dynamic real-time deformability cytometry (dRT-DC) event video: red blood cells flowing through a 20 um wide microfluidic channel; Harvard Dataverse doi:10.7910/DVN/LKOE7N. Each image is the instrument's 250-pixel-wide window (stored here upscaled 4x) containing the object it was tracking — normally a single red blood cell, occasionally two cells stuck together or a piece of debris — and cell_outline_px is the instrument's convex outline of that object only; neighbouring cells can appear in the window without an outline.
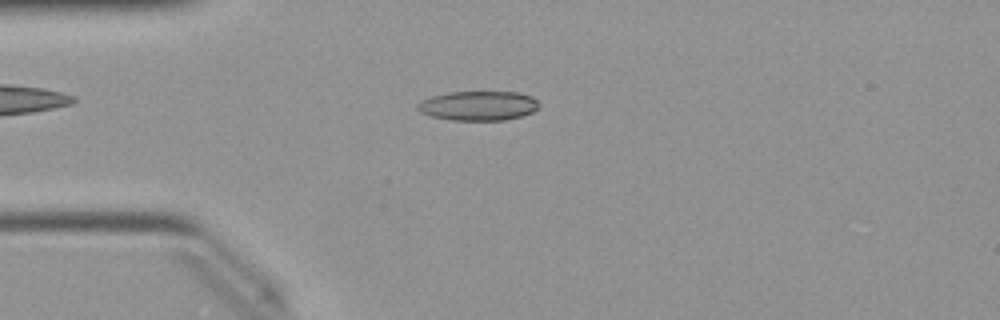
{"species": "Egyptian fruit bat (a non-hibernating species)", "species_latin": "Rousettus aegyptiacus", "temperature_condition": "warm", "stored_images_in_passage": 45, "camera_frame_rate_fps": 3000, "um_per_image_px": 0.085, "animal": {"sex": "female"}, "frame": {"image": 1, "passage_image": 8, "time_ms": 2.333, "image_size_px": [1000, 320], "cell_outline_px": [[540, 108], [532, 112], [520, 116], [504, 120], [452, 120], [432, 116], [420, 112], [416, 108], [416, 104], [420, 100], [432, 96], [448, 92], [516, 92], [532, 96], [540, 104]], "centroid_in_image_um": [40.65, 8.98], "position_along_channel_um": 44.4, "area_um2": 20.92}}
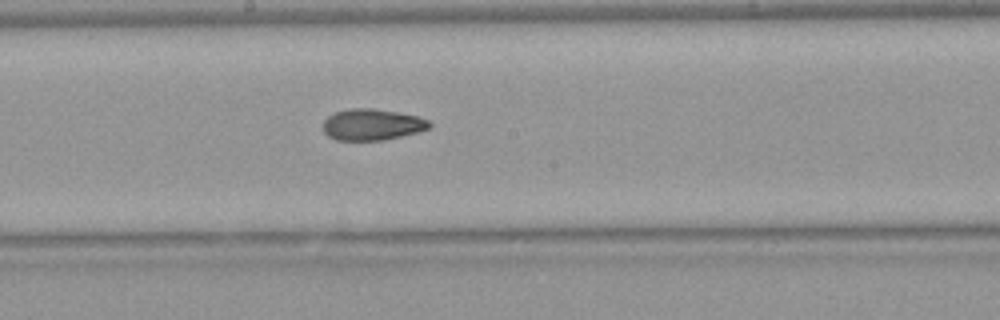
{"frame": {"image": 2, "passage_image": 22, "time_ms": 7.0, "image_size_px": [1000, 320], "cell_outline_px": [[432, 124], [428, 128], [416, 132], [384, 140], [336, 140], [328, 136], [324, 132], [324, 120], [328, 116], [336, 112], [352, 108], [372, 108], [396, 112], [416, 116], [428, 120]], "centroid_in_image_um": [31.6, 10.59], "position_along_channel_um": 216.6, "area_um2": 19.13}}
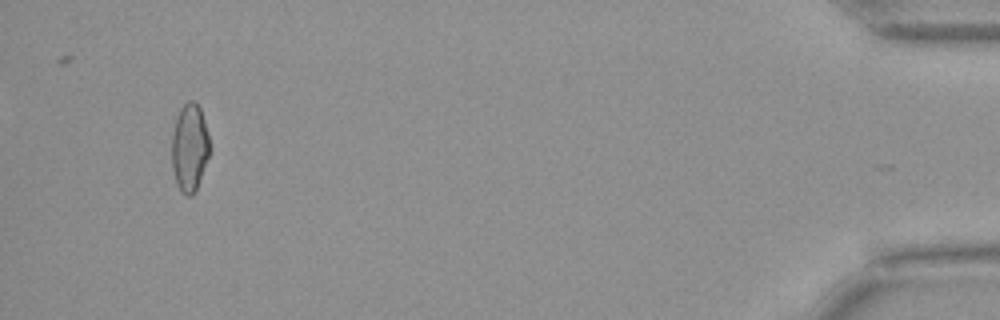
{"frame": {"image": 3, "passage_image": 43, "time_ms": 14.0, "image_size_px": [1000, 320], "cell_outline_px": [[208, 156], [196, 188], [192, 196], [188, 196], [176, 184], [172, 168], [172, 132], [176, 116], [180, 108], [188, 100], [196, 100], [200, 108], [208, 132]], "centroid_in_image_um": [16.09, 12.48], "position_along_channel_um": 419.1, "area_um2": 19.13}, "authors_computed_cell_mechanics": {"area_um2": 19.5942, "velocity_mm_per_s": 4.0455, "shape_relaxation_time_tau1_ms": null, "shape_relaxation_time_tau2_ms": 3.5538, "deformation_change_tau1": null, "deformation_change_tau2": 0.1053}}